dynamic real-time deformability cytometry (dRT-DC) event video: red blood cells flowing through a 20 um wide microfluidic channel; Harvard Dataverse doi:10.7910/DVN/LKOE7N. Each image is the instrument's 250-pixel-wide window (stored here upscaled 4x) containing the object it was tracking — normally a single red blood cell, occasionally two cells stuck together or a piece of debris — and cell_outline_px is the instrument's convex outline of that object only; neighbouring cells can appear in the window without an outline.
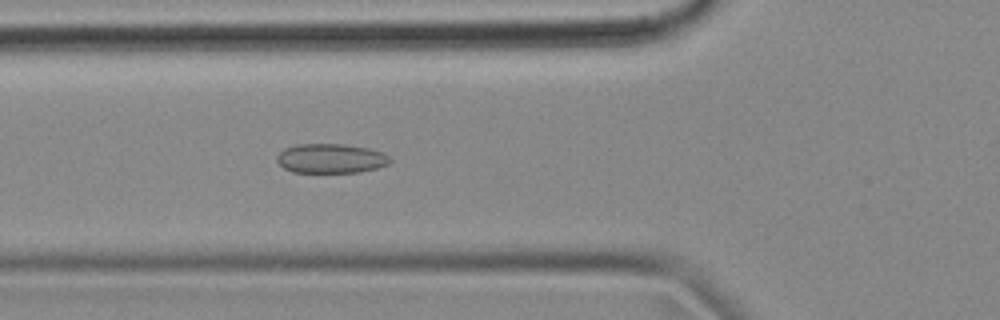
{"species": "common noctule bat (a hibernating species)", "species_latin": "Nyctalus noctula", "temperature_condition": "cold", "stored_images_in_passage": 38, "camera_frame_rate_fps": 3000, "um_per_image_px": 0.085, "animal": {"sex": "female", "body_mass_g": 18.4}, "frame": {"image": 1, "passage_image": 3, "time_ms": 0.667, "image_size_px": [1000, 320], "cell_outline_px": [[392, 160], [388, 164], [376, 168], [360, 172], [292, 172], [284, 168], [276, 160], [276, 156], [284, 148], [296, 144], [344, 144], [368, 148], [384, 152]], "centroid_in_image_um": [28.12, 13.46], "position_along_channel_um": 97.7, "area_um2": 19.48}}
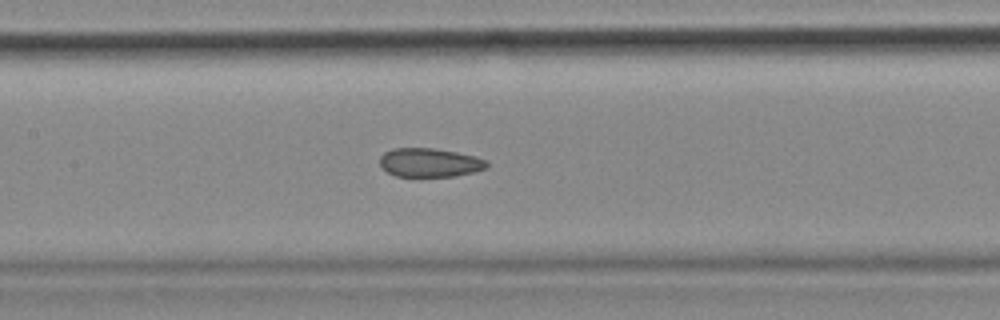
{"frame": {"image": 2, "passage_image": 9, "time_ms": 2.667, "image_size_px": [1000, 320], "cell_outline_px": [[488, 168], [456, 176], [396, 176], [388, 172], [380, 164], [380, 156], [384, 152], [392, 148], [432, 148], [456, 152], [476, 156], [488, 160]], "centroid_in_image_um": [36.55, 13.81], "position_along_channel_um": 170.9, "area_um2": 17.98}}
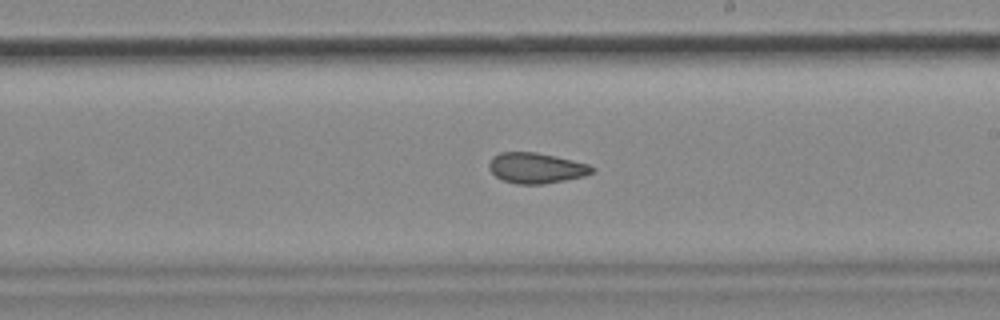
{"frame": {"image": 3, "passage_image": 15, "time_ms": 4.667, "image_size_px": [1000, 320], "cell_outline_px": [[596, 168], [592, 172], [584, 176], [544, 184], [516, 184], [504, 180], [496, 176], [488, 168], [488, 164], [492, 156], [500, 152], [536, 152], [572, 160], [588, 164]], "centroid_in_image_um": [45.55, 14.28], "position_along_channel_um": 243.4, "area_um2": 18.26}}